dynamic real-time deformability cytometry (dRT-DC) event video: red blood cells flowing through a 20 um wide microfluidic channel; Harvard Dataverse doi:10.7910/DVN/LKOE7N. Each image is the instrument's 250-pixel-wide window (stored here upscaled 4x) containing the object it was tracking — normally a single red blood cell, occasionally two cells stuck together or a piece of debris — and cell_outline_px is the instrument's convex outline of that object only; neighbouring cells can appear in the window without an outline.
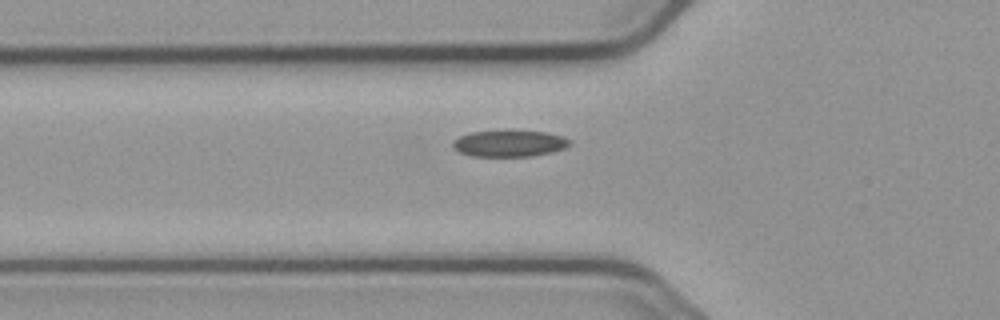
{"species": "common noctule bat (a hibernating species)", "species_latin": "Nyctalus noctula", "temperature_condition": "cold", "stored_images_in_passage": 41, "camera_frame_rate_fps": 3000, "um_per_image_px": 0.085, "animal": {"sex": "male", "body_mass_g": 23.1, "forearm_length_mm": 52.7}, "frame": {"image": 1, "passage_image": 4, "time_ms": 1.0, "image_size_px": [1000, 320], "cell_outline_px": [[572, 144], [564, 148], [552, 152], [528, 156], [472, 156], [460, 152], [452, 148], [452, 140], [460, 136], [472, 132], [548, 132], [564, 136], [572, 140]], "centroid_in_image_um": [43.32, 12.21], "position_along_channel_um": 82.5, "area_um2": 17.74}}
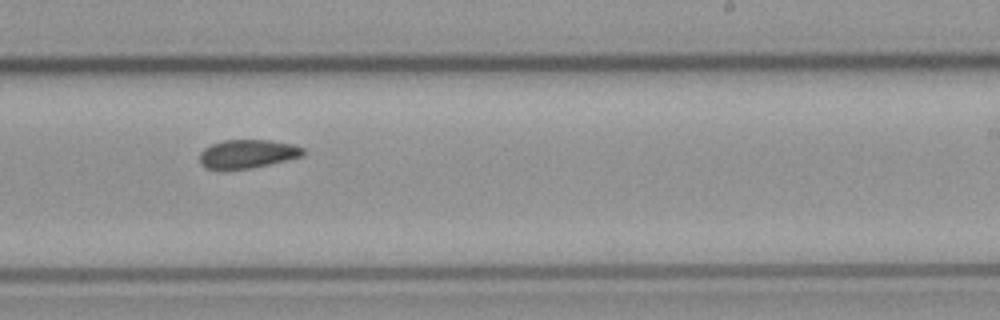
{"frame": {"image": 2, "passage_image": 19, "time_ms": 6.0, "image_size_px": [1000, 320], "cell_outline_px": [[304, 156], [252, 168], [224, 172], [204, 168], [200, 164], [200, 152], [204, 148], [212, 144], [224, 140], [272, 140], [292, 144], [304, 148]], "centroid_in_image_um": [20.99, 13.12], "position_along_channel_um": 268.0, "area_um2": 17.8}}
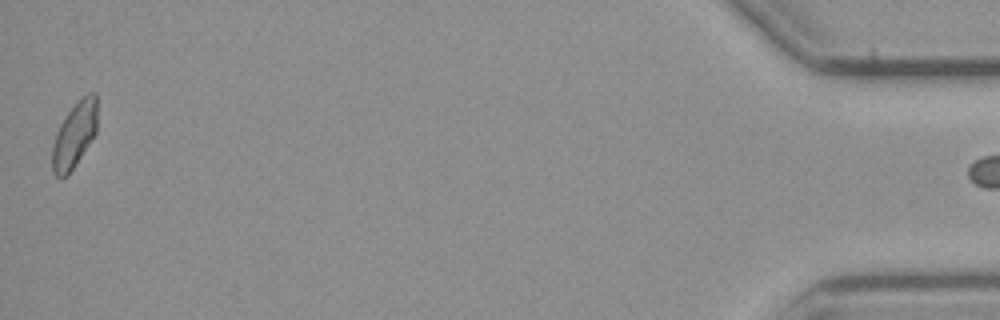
{"frame": {"image": 3, "passage_image": 40, "time_ms": 13.0, "image_size_px": [1000, 320], "cell_outline_px": [[96, 132], [68, 176], [60, 180], [52, 172], [52, 148], [56, 132], [60, 124], [68, 112], [80, 96], [88, 92], [96, 92]], "centroid_in_image_um": [6.31, 11.48], "position_along_channel_um": 428.9, "area_um2": 17.28}}